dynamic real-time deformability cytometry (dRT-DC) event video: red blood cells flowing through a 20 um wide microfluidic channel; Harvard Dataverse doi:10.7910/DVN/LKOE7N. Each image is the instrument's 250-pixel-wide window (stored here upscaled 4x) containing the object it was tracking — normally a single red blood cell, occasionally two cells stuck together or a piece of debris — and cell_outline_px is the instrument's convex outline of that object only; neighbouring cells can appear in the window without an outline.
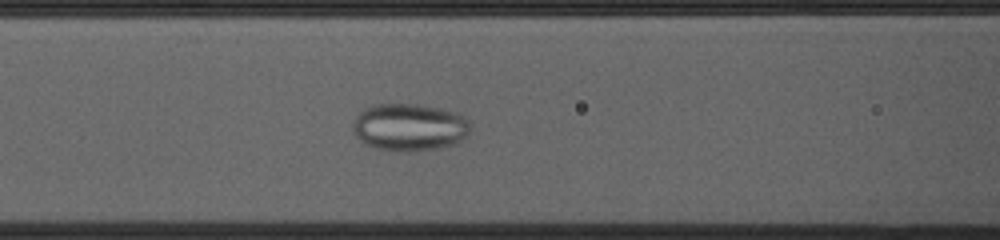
{"species": "common noctule bat (a hibernating species)", "species_latin": "Nyctalus noctula", "temperature_condition": "cold", "stored_images_in_passage": 46, "camera_frame_rate_fps": 3000, "um_per_image_px": 0.085, "animal": {"sex": "female", "body_mass_g": 23.0, "forearm_length_mm": 53.4}, "frame": {"image": 1, "passage_image": 19, "time_ms": 6.0, "image_size_px": [1000, 240], "cell_outline_px": [[468, 136], [456, 144], [440, 148], [408, 152], [376, 148], [364, 144], [352, 132], [352, 120], [364, 108], [376, 104], [416, 104], [440, 108], [460, 112], [468, 120]], "centroid_in_image_um": [34.79, 10.81], "position_along_channel_um": 131.8, "area_um2": 32.89}}
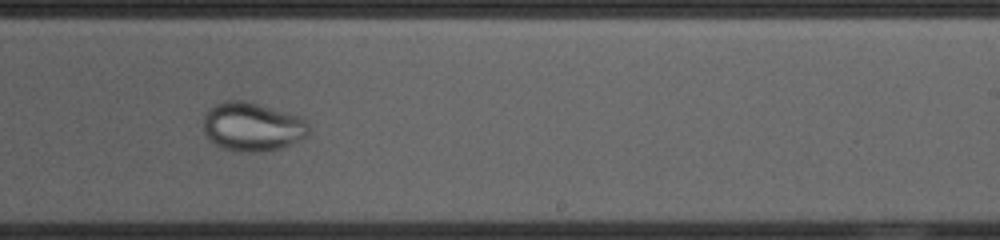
{"frame": {"image": 2, "passage_image": 30, "time_ms": 9.667, "image_size_px": [1000, 240], "cell_outline_px": [[308, 136], [280, 148], [264, 152], [236, 152], [220, 148], [204, 132], [204, 116], [208, 108], [224, 100], [248, 100], [300, 116], [308, 120]], "centroid_in_image_um": [21.45, 10.76], "position_along_channel_um": 267.5, "area_um2": 30.35}}
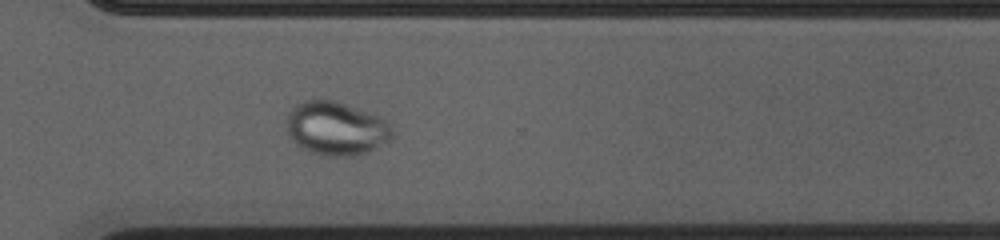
{"frame": {"image": 3, "passage_image": 36, "time_ms": 11.667, "image_size_px": [1000, 240], "cell_outline_px": [[392, 136], [388, 140], [368, 152], [352, 156], [328, 156], [312, 152], [304, 148], [292, 140], [288, 136], [288, 112], [296, 104], [304, 100], [320, 96], [336, 100], [376, 112], [388, 120], [392, 128]], "centroid_in_image_um": [28.61, 10.84], "position_along_channel_um": 342.0, "area_um2": 33.81}}